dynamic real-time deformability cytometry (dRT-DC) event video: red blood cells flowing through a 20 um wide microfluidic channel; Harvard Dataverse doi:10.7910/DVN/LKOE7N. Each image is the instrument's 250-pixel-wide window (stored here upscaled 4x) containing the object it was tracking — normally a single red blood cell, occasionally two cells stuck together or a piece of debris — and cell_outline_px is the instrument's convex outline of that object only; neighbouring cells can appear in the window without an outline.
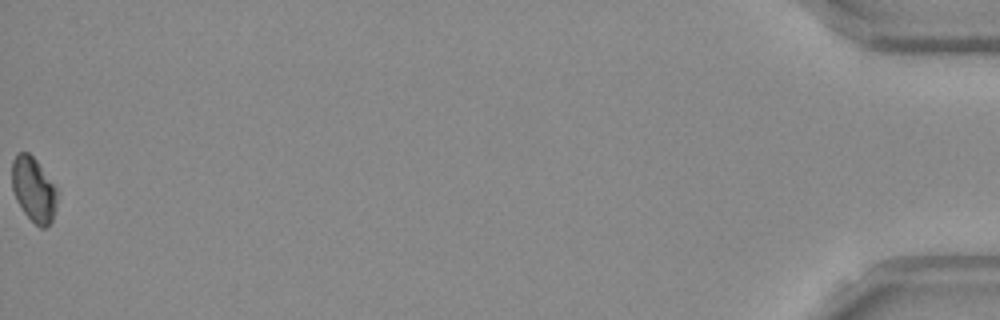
{"species": "Egyptian fruit bat (a non-hibernating species)", "species_latin": "Rousettus aegyptiacus", "temperature_condition": "room temperature", "stored_images_in_passage": 46, "camera_frame_rate_fps": 3000, "um_per_image_px": 0.085, "frame": {"image": 1, "passage_image": 46, "time_ms": 15.0, "image_size_px": [1000, 320], "cell_outline_px": [[56, 208], [52, 220], [44, 228], [40, 228], [24, 212], [16, 200], [12, 188], [12, 160], [20, 152], [28, 152], [36, 160], [56, 188]], "centroid_in_image_um": [2.84, 16.11], "position_along_channel_um": 432.4, "area_um2": 16.7}}